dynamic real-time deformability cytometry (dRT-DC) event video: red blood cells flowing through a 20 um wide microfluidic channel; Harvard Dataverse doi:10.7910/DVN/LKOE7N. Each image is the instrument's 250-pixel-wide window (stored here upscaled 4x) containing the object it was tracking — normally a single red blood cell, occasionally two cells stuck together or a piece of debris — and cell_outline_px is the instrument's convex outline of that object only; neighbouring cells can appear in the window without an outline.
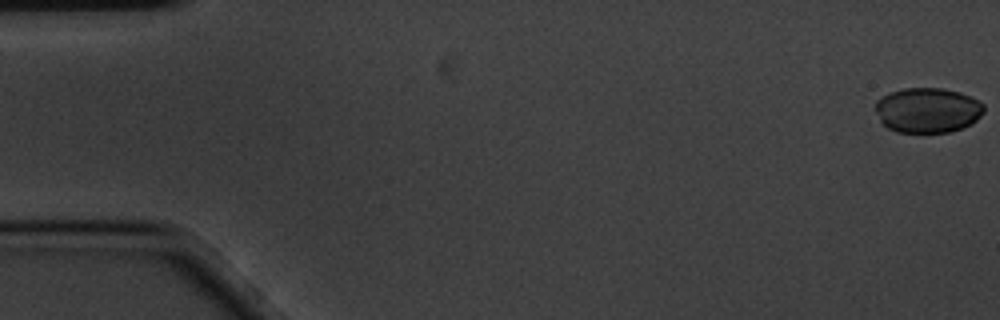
{"species": "common noctule bat (a hibernating species)", "species_latin": "Nyctalus noctula", "temperature_condition": "cold", "stored_images_in_passage": 3, "camera_frame_rate_fps": 3000, "um_per_image_px": 0.085, "animal": {"sex": "male", "body_mass_g": 20.1, "forearm_length_mm": 53.5}, "frame": {"image": 1, "passage_image": 1, "time_ms": 0.0, "image_size_px": [1000, 320], "cell_outline_px": [[984, 112], [972, 124], [948, 132], [896, 132], [888, 128], [880, 120], [876, 112], [876, 100], [888, 92], [904, 88], [940, 88], [960, 92], [984, 104]], "centroid_in_image_um": [78.83, 9.36], "position_along_channel_um": 6.2, "area_um2": 28.44}}